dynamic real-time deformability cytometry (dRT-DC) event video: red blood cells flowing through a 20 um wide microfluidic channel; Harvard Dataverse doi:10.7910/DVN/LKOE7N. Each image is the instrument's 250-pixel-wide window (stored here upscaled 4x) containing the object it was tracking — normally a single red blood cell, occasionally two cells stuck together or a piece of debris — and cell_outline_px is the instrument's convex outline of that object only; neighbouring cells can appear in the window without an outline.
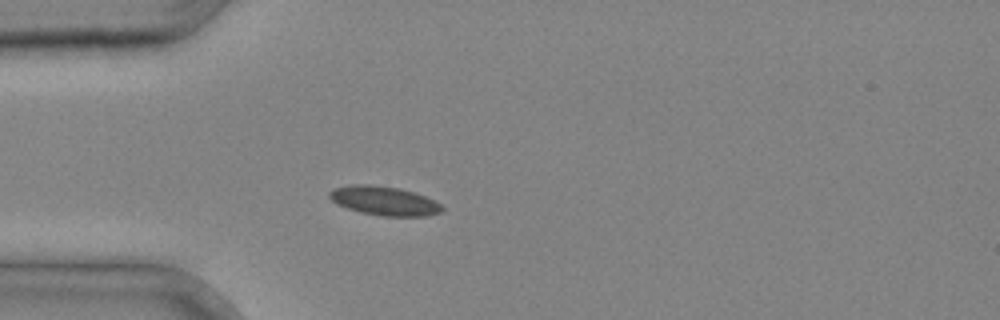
{"species": "common noctule bat (a hibernating species)", "species_latin": "Nyctalus noctula", "temperature_condition": "cold", "stored_images_in_passage": 35, "camera_frame_rate_fps": 3000, "um_per_image_px": 0.085, "animal": {"sex": "male", "body_mass_g": 20.4}, "frame": {"image": 1, "passage_image": 9, "time_ms": 2.667, "image_size_px": [1000, 320], "cell_outline_px": [[444, 208], [440, 212], [428, 216], [384, 216], [360, 212], [336, 204], [328, 196], [328, 192], [332, 188], [352, 184], [368, 184], [400, 188], [416, 192], [440, 204]], "centroid_in_image_um": [32.62, 17.06], "position_along_channel_um": 52.4, "area_um2": 19.13}}
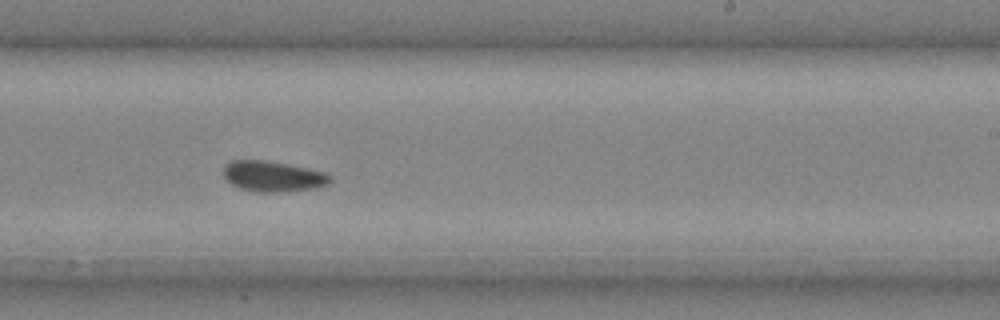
{"frame": {"image": 2, "passage_image": 22, "time_ms": 7.0, "image_size_px": [1000, 320], "cell_outline_px": [[332, 180], [328, 184], [316, 188], [276, 192], [260, 192], [240, 188], [232, 184], [224, 176], [224, 164], [232, 160], [268, 160], [328, 172], [332, 176]], "centroid_in_image_um": [23.24, 14.97], "position_along_channel_um": 265.8, "area_um2": 19.13}}
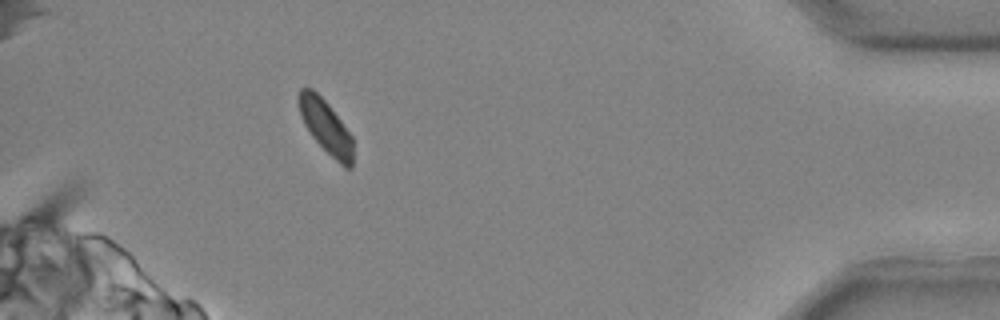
{"frame": {"image": 3, "passage_image": 33, "time_ms": 10.667, "image_size_px": [1000, 320], "cell_outline_px": [[352, 168], [344, 168], [312, 136], [304, 124], [296, 100], [296, 96], [300, 88], [312, 88], [328, 104], [352, 136]], "centroid_in_image_um": [27.66, 10.73], "position_along_channel_um": 407.5, "area_um2": 16.65}}